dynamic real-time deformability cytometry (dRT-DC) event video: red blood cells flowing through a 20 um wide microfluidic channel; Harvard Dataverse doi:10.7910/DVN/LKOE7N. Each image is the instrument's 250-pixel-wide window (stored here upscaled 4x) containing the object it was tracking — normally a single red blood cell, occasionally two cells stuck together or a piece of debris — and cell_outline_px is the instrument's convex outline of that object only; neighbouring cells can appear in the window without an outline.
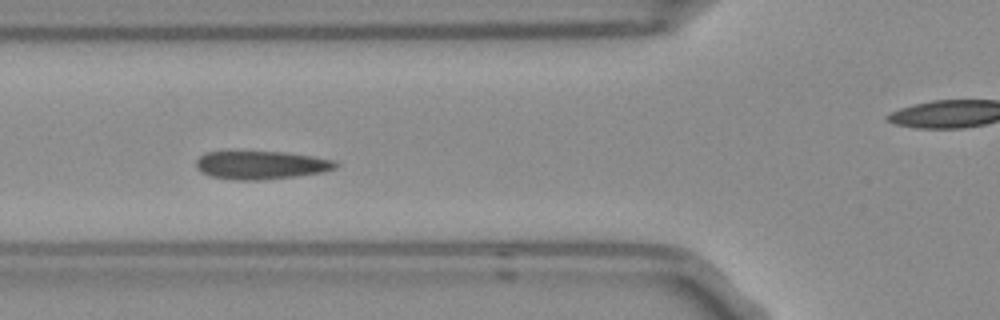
{"species": "Egyptian fruit bat (a non-hibernating species)", "species_latin": "Rousettus aegyptiacus", "temperature_condition": "room temperature", "stored_images_in_passage": 8, "camera_frame_rate_fps": 3000, "um_per_image_px": 0.085, "frame": {"image": 1, "passage_image": 5, "time_ms": 1.333, "image_size_px": [1000, 320], "cell_outline_px": [[340, 164], [336, 168], [324, 172], [296, 176], [260, 180], [236, 180], [208, 176], [200, 172], [196, 168], [196, 160], [204, 152], [228, 148], [284, 152], [312, 156], [336, 160]], "centroid_in_image_um": [22.11, 13.98], "position_along_channel_um": 103.7, "area_um2": 24.28}}
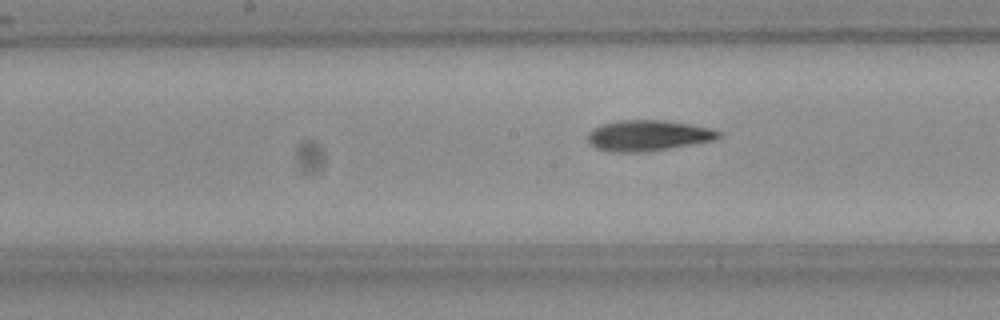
{"frame": {"image": 2, "passage_image": 8, "time_ms": 2.333, "image_size_px": [1000, 320], "cell_outline_px": [[720, 136], [716, 140], [668, 148], [640, 152], [612, 152], [596, 148], [588, 144], [588, 132], [592, 128], [600, 124], [616, 120], [664, 120], [712, 128], [720, 132]], "centroid_in_image_um": [55.03, 11.51], "position_along_channel_um": 193.2, "area_um2": 23.52}}